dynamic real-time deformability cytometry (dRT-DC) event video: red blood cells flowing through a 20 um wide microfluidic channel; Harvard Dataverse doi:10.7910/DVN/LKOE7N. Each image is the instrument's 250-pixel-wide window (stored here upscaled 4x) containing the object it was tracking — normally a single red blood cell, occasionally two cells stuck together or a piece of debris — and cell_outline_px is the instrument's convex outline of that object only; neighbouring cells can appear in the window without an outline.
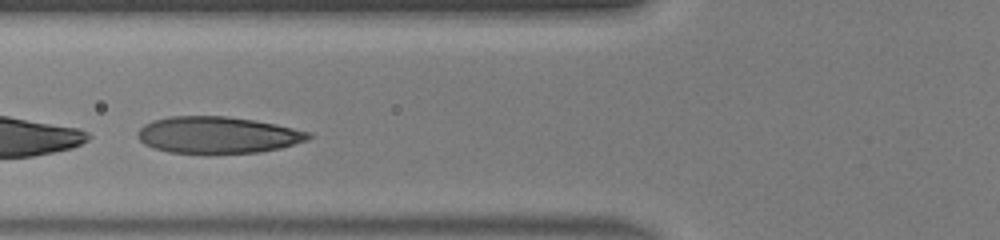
{"species": "human", "species_latin": "Homo sapiens", "temperature_condition": "warm", "stored_images_in_passage": 29, "camera_frame_rate_fps": 3000, "um_per_image_px": 0.085, "donor": {"sex": "male"}, "frame": {"image": 1, "passage_image": 7, "time_ms": 2.0, "image_size_px": [1000, 240], "cell_outline_px": [[312, 136], [308, 140], [280, 148], [260, 152], [208, 156], [204, 156], [168, 152], [152, 148], [144, 144], [136, 136], [136, 132], [144, 124], [152, 120], [168, 116], [228, 116], [256, 120], [276, 124], [312, 132]], "centroid_in_image_um": [18.47, 11.51], "position_along_channel_um": 107.3, "area_um2": 37.92}}
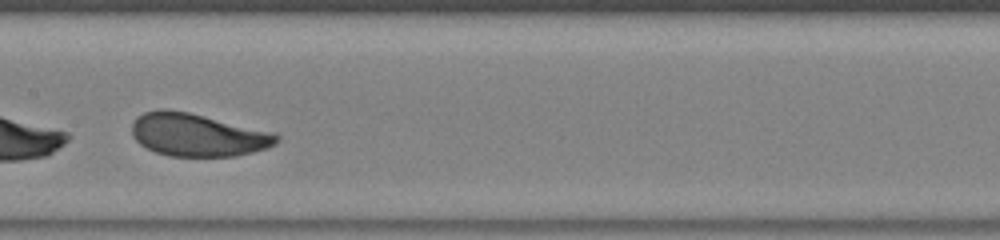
{"frame": {"image": 2, "passage_image": 13, "time_ms": 4.0, "image_size_px": [1000, 240], "cell_outline_px": [[280, 140], [276, 144], [268, 148], [236, 156], [168, 156], [156, 152], [140, 144], [132, 136], [132, 124], [136, 116], [144, 112], [160, 108], [168, 108], [188, 112], [276, 132], [280, 136]], "centroid_in_image_um": [16.82, 11.45], "position_along_channel_um": 190.6, "area_um2": 36.53}}
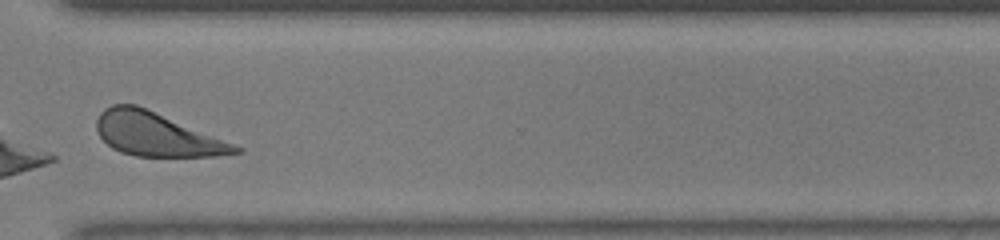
{"frame": {"image": 3, "passage_image": 25, "time_ms": 8.0, "image_size_px": [1000, 240], "cell_outline_px": [[244, 152], [216, 156], [136, 156], [120, 152], [112, 148], [100, 136], [96, 128], [96, 120], [100, 112], [104, 108], [112, 104], [136, 104], [244, 148]], "centroid_in_image_um": [13.29, 11.42], "position_along_channel_um": 357.3, "area_um2": 34.91}, "authors_computed_cell_mechanics": {"area_um2": 36.414, "velocity_mm_per_s": 4.164, "shape_relaxation_time_tau1_ms": 0.7882, "shape_relaxation_time_tau2_ms": 6.5181, "deformation_change_tau1": 0.2684, "deformation_change_tau2": 0.1756}}